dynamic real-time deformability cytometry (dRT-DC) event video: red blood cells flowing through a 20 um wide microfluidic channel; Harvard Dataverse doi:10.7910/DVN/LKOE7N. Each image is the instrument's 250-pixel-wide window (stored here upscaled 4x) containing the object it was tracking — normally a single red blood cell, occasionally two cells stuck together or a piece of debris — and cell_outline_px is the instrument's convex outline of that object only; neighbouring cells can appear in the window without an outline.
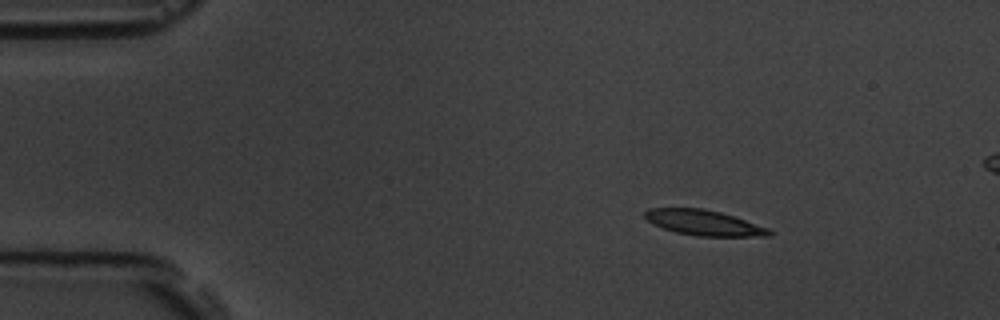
{"species": "common noctule bat (a hibernating species)", "species_latin": "Nyctalus noctula", "temperature_condition": "room temperature", "stored_images_in_passage": 4, "segment_of_instrument_passage": [1, 2], "camera_frame_rate_fps": 3000, "um_per_image_px": 0.085, "animal": {"sex": "male", "body_mass_g": 19.5, "forearm_length_mm": 54.6}, "frame": {"image": 1, "passage_image": 1, "time_ms": 0.0, "image_size_px": [1000, 320], "cell_outline_px": [[772, 236], [696, 236], [676, 232], [652, 224], [644, 216], [644, 212], [648, 208], [700, 208], [720, 212], [768, 228], [772, 232]], "centroid_in_image_um": [59.79, 18.93], "position_along_channel_um": 25.2, "area_um2": 18.15}}